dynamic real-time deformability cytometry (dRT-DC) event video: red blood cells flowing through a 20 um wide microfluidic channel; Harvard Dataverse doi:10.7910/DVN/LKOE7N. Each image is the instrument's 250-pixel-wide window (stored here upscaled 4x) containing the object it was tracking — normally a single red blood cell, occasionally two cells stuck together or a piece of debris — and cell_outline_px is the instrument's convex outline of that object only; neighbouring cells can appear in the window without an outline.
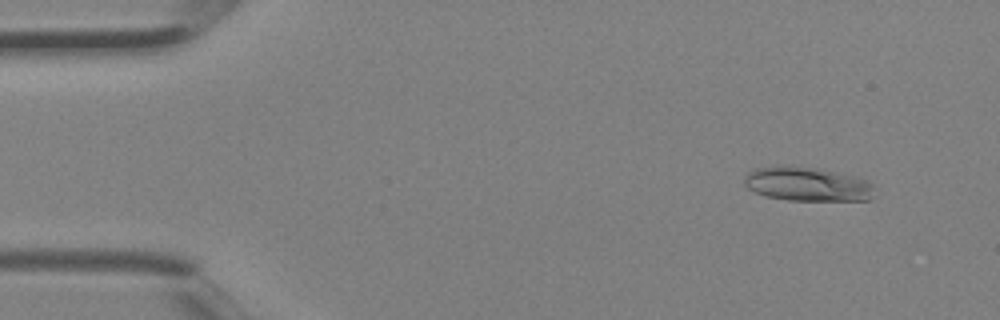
{"species": "Egyptian fruit bat (a non-hibernating species)", "species_latin": "Rousettus aegyptiacus", "temperature_condition": "room temperature", "stored_images_in_passage": 3, "camera_frame_rate_fps": 3000, "um_per_image_px": 0.085, "animal": {"sex": "female"}, "frame": {"image": 1, "passage_image": 1, "time_ms": 0.0, "image_size_px": [1000, 320], "cell_outline_px": [[872, 200], [788, 200], [764, 196], [748, 188], [744, 184], [744, 176], [748, 172], [756, 168], [816, 168], [856, 176], [868, 180], [872, 184]], "centroid_in_image_um": [68.65, 15.68], "position_along_channel_um": 16.3, "area_um2": 25.2}}
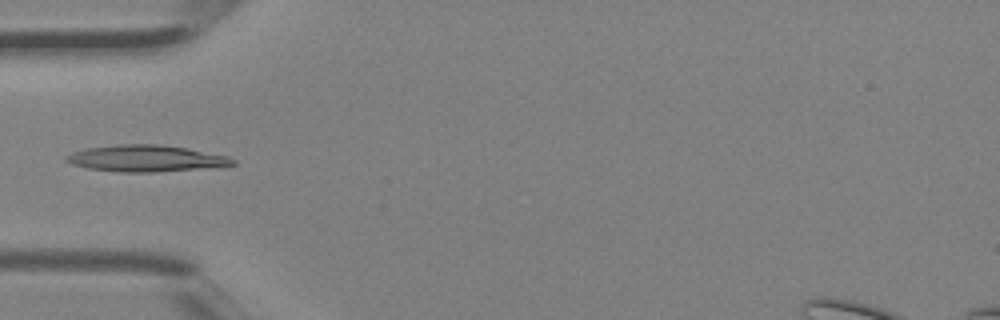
{"frame": {"image": 2, "passage_image": 3, "time_ms": 0.667, "image_size_px": [1000, 320], "cell_outline_px": [[236, 164], [196, 168], [152, 172], [120, 172], [88, 168], [72, 164], [64, 160], [64, 156], [72, 152], [88, 148], [120, 144], [160, 144], [188, 148], [228, 156], [236, 160]], "centroid_in_image_um": [12.36, 13.45], "position_along_channel_um": 72.6, "area_um2": 25.43}}